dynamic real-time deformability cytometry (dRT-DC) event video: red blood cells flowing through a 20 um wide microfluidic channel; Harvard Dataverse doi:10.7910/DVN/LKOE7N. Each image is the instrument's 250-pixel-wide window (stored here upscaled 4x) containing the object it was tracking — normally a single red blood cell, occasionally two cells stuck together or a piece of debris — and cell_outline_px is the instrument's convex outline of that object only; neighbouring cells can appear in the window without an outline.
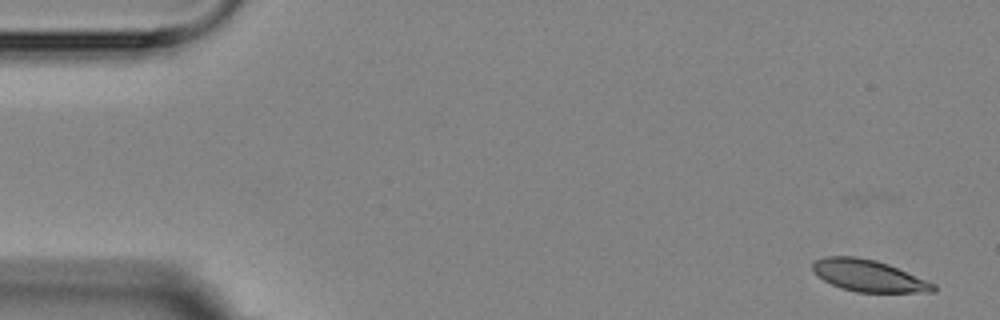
{"species": "Egyptian fruit bat (a non-hibernating species)", "species_latin": "Rousettus aegyptiacus", "temperature_condition": "room temperature", "stored_images_in_passage": 4, "camera_frame_rate_fps": 3000, "um_per_image_px": 0.085, "animal": {"sex": "female"}, "frame": {"image": 1, "passage_image": 1, "time_ms": 0.0, "image_size_px": [1000, 320], "cell_outline_px": [[936, 292], [856, 292], [840, 288], [816, 276], [812, 272], [812, 264], [816, 260], [824, 256], [856, 256], [876, 260], [888, 264], [936, 284]], "centroid_in_image_um": [73.8, 23.43], "position_along_channel_um": 11.2, "area_um2": 22.43}}